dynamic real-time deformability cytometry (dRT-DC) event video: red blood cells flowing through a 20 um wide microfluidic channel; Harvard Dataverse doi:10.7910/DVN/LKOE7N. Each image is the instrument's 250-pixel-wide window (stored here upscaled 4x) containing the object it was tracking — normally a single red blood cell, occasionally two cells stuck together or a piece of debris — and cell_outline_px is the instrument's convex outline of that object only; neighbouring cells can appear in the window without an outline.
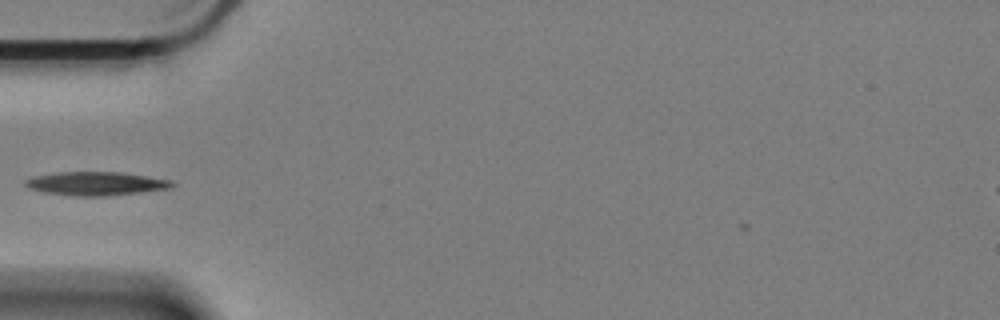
{"species": "Egyptian fruit bat (a non-hibernating species)", "species_latin": "Rousettus aegyptiacus", "temperature_condition": "cold", "stored_images_in_passage": 42, "camera_frame_rate_fps": 3000, "um_per_image_px": 0.085, "animal": {"sex": "female"}, "frame": {"image": 1, "passage_image": 2, "time_ms": 0.333, "image_size_px": [1000, 320], "cell_outline_px": [[176, 184], [172, 188], [144, 192], [108, 196], [72, 196], [44, 192], [28, 188], [24, 184], [24, 180], [32, 176], [56, 172], [120, 172], [172, 180]], "centroid_in_image_um": [8.16, 15.61], "position_along_channel_um": 76.8, "area_um2": 20.46}}
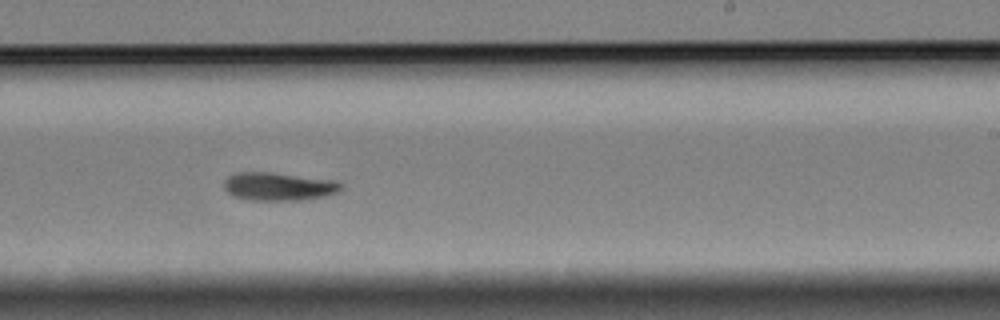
{"frame": {"image": 2, "passage_image": 19, "time_ms": 6.0, "image_size_px": [1000, 320], "cell_outline_px": [[344, 188], [340, 192], [324, 196], [304, 200], [248, 200], [232, 196], [224, 188], [224, 180], [228, 176], [236, 172], [272, 172], [336, 180], [344, 184]], "centroid_in_image_um": [23.72, 15.85], "position_along_channel_um": 265.3, "area_um2": 19.59}}
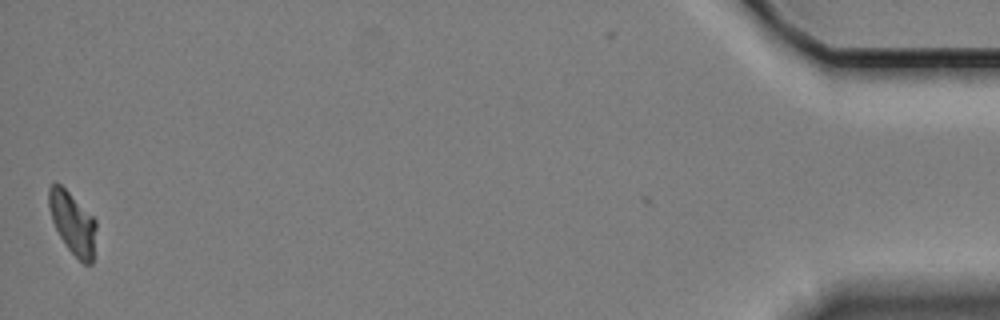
{"frame": {"image": 3, "passage_image": 42, "time_ms": 13.667, "image_size_px": [1000, 320], "cell_outline_px": [[96, 228], [92, 264], [84, 264], [68, 248], [60, 236], [52, 220], [48, 204], [48, 188], [52, 184], [60, 184], [96, 220]], "centroid_in_image_um": [6.17, 18.96], "position_along_channel_um": 429.0, "area_um2": 16.7}, "authors_computed_cell_mechanics": {"area_um2": 18.7272, "velocity_mm_per_s": 3.3125, "shape_relaxation_time_tau1_ms": 4.1773, "shape_relaxation_time_tau2_ms": null, "deformation_change_tau1": 0.1247, "deformation_change_tau2": null}}